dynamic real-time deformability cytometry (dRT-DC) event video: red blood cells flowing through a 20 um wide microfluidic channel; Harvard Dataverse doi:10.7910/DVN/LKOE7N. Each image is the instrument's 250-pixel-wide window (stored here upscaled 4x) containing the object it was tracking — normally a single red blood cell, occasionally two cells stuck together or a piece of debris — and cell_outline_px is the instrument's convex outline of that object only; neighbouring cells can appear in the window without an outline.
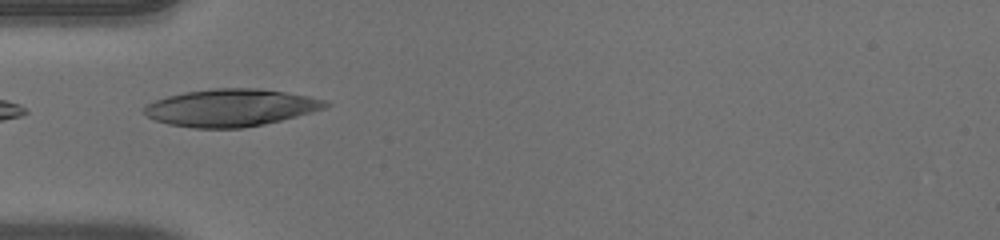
{"species": "human", "species_latin": "Homo sapiens", "temperature_condition": "warm", "stored_images_in_passage": 13, "camera_frame_rate_fps": 3000, "um_per_image_px": 0.085, "donor": {"sex": "male"}, "frame": {"image": 1, "passage_image": 1, "time_ms": 0.0, "image_size_px": [1000, 240], "cell_outline_px": [[332, 104], [324, 108], [312, 112], [264, 124], [240, 128], [192, 128], [168, 124], [156, 120], [148, 116], [144, 112], [144, 104], [168, 96], [184, 92], [216, 88], [260, 88], [308, 96], [324, 100]], "centroid_in_image_um": [19.6, 9.15], "position_along_channel_um": 65.4, "area_um2": 39.25}}
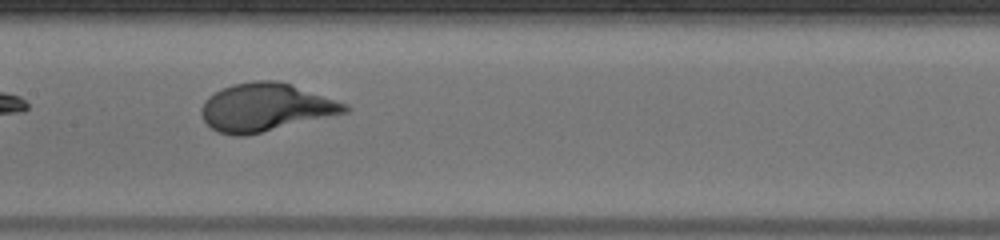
{"frame": {"image": 2, "passage_image": 10, "time_ms": 3.0, "image_size_px": [1000, 240], "cell_outline_px": [[352, 108], [348, 112], [244, 136], [232, 136], [216, 132], [204, 120], [200, 112], [200, 108], [204, 100], [208, 96], [232, 84], [256, 80], [276, 80], [348, 104]], "centroid_in_image_um": [22.54, 9.13], "position_along_channel_um": 184.9, "area_um2": 39.77}}